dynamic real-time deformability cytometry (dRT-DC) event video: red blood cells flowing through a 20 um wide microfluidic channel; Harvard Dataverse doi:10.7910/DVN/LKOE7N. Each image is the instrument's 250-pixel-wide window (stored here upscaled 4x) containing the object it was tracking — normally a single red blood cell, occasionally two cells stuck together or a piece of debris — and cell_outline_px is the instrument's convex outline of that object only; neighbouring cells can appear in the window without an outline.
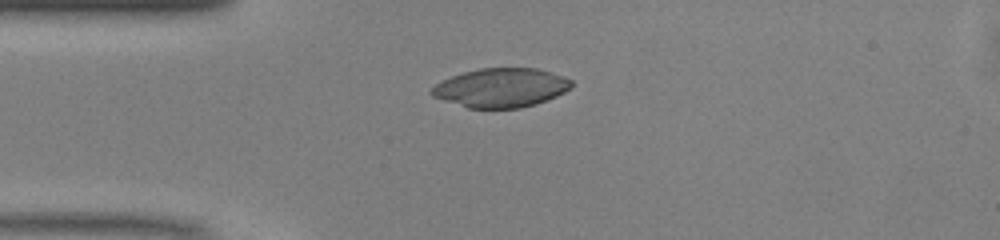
{"species": "common noctule bat (a hibernating species)", "species_latin": "Nyctalus noctula", "temperature_condition": "warm", "stored_images_in_passage": 28, "camera_frame_rate_fps": 3000, "um_per_image_px": 0.085, "animal": {"sex": "male", "body_mass_g": 13.0, "forearm_length_mm": 53.1}, "frame": {"image": 1, "passage_image": 1, "time_ms": 0.0, "image_size_px": [1000, 240], "cell_outline_px": [[572, 88], [556, 96], [536, 104], [520, 108], [468, 108], [432, 96], [428, 92], [436, 84], [452, 76], [464, 72], [480, 68], [536, 68], [572, 80]], "centroid_in_image_um": [42.57, 7.46], "position_along_channel_um": 42.4, "area_um2": 31.56}}
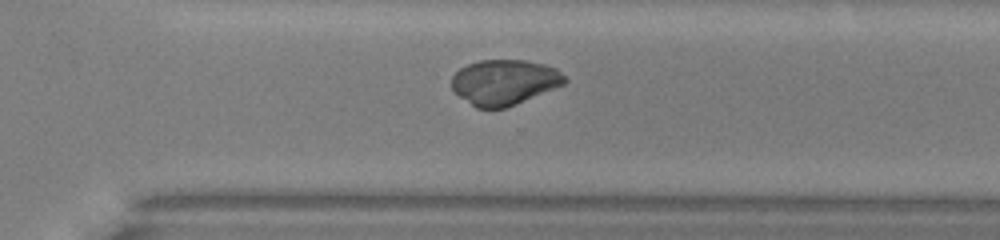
{"frame": {"image": 2, "passage_image": 23, "time_ms": 7.333, "image_size_px": [1000, 240], "cell_outline_px": [[568, 80], [564, 84], [516, 104], [504, 108], [476, 108], [460, 96], [452, 88], [452, 76], [460, 68], [468, 64], [480, 60], [524, 60], [544, 64], [556, 68]], "centroid_in_image_um": [42.87, 6.98], "position_along_channel_um": 327.7, "area_um2": 29.59}}
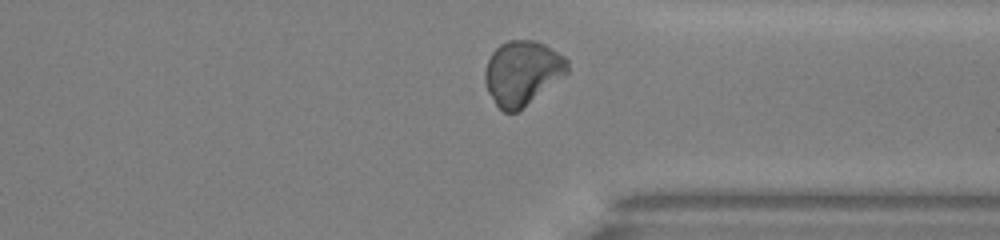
{"frame": {"image": 3, "passage_image": 26, "time_ms": 8.333, "image_size_px": [1000, 240], "cell_outline_px": [[568, 72], [564, 76], [516, 112], [504, 112], [496, 104], [488, 92], [484, 80], [484, 72], [488, 60], [492, 52], [500, 44], [508, 40], [532, 40], [544, 44], [564, 56], [568, 60]], "centroid_in_image_um": [44.38, 6.17], "position_along_channel_um": 367.0, "area_um2": 30.63}}